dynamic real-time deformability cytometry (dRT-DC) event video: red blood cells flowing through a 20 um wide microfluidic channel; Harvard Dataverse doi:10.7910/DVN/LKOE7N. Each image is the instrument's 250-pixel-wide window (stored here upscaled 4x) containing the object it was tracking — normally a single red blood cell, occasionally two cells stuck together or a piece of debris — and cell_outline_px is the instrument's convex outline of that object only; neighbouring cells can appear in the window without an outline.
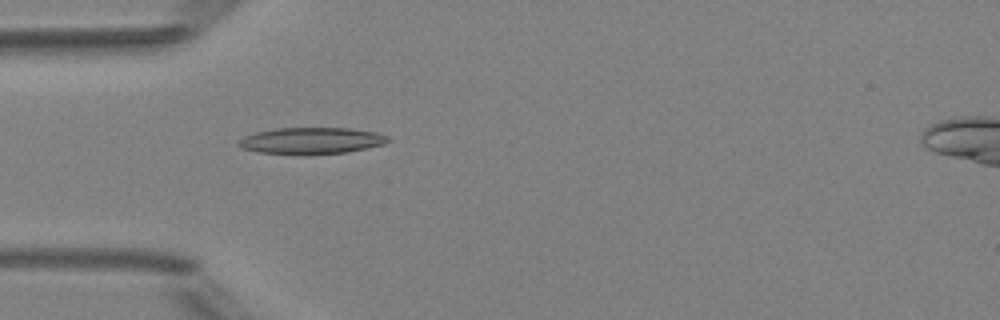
{"species": "Egyptian fruit bat (a non-hibernating species)", "species_latin": "Rousettus aegyptiacus", "temperature_condition": "room temperature", "stored_images_in_passage": 4, "camera_frame_rate_fps": 3000, "um_per_image_px": 0.085, "animal": {"sex": "female"}, "frame": {"image": 1, "passage_image": 4, "time_ms": 3.667, "image_size_px": [1000, 320], "cell_outline_px": [[392, 140], [384, 144], [348, 152], [308, 156], [300, 156], [260, 152], [240, 148], [236, 144], [236, 140], [244, 136], [256, 132], [276, 128], [348, 128], [376, 132], [388, 136]], "centroid_in_image_um": [26.43, 11.98], "position_along_channel_um": 58.6, "area_um2": 23.76}}